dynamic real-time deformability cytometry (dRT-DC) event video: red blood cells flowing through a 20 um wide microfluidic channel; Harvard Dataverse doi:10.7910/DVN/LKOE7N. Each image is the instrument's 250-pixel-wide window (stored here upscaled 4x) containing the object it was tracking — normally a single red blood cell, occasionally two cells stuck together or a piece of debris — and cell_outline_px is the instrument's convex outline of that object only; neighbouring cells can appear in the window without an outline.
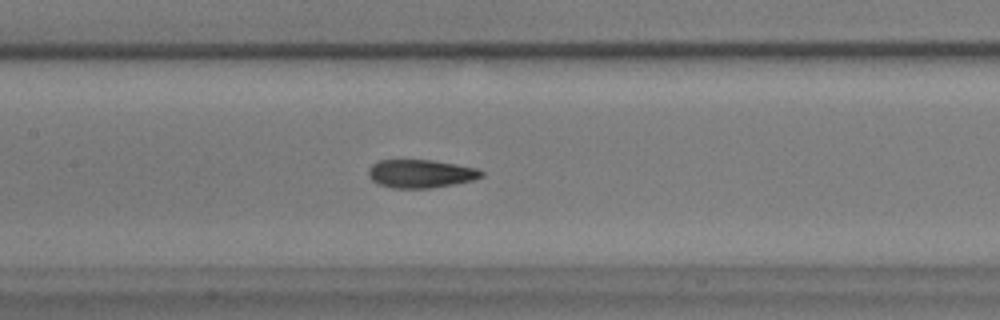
{"species": "common noctule bat (a hibernating species)", "species_latin": "Nyctalus noctula", "temperature_condition": "warm", "stored_images_in_passage": 48, "camera_frame_rate_fps": 3000, "um_per_image_px": 0.085, "animal": {"sex": "male", "body_mass_g": 17.9}, "frame": {"image": 1, "passage_image": 21, "time_ms": 6.667, "image_size_px": [1000, 320], "cell_outline_px": [[484, 176], [472, 180], [452, 184], [428, 188], [392, 188], [380, 184], [372, 180], [368, 176], [368, 168], [372, 164], [380, 160], [432, 160], [456, 164], [476, 168], [484, 172]], "centroid_in_image_um": [35.74, 14.75], "position_along_channel_um": 171.7, "area_um2": 18.5}}
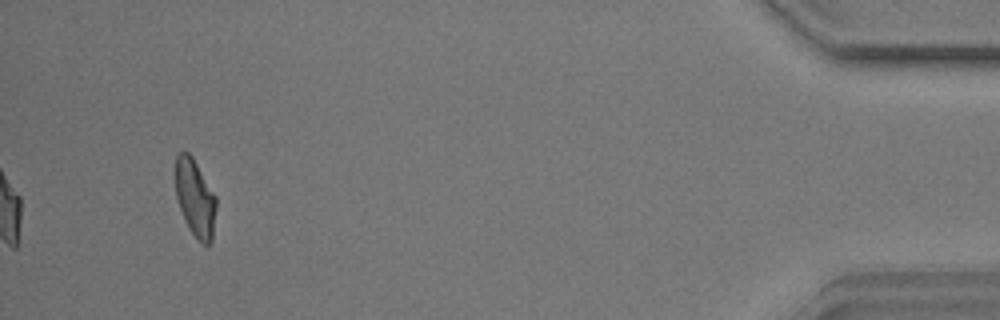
{"frame": {"image": 2, "passage_image": 48, "time_ms": 15.667, "image_size_px": [1000, 320], "cell_outline_px": [[216, 208], [212, 240], [208, 244], [204, 244], [188, 228], [184, 220], [176, 196], [176, 156], [180, 152], [188, 152], [192, 156], [216, 196]], "centroid_in_image_um": [16.59, 16.82], "position_along_channel_um": 418.6, "area_um2": 18.09}, "authors_computed_cell_mechanics": {"area_um2": 18.7272, "velocity_mm_per_s": 3.5422, "shape_relaxation_time_tau1_ms": 4.941, "shape_relaxation_time_tau2_ms": 1.6207, "deformation_change_tau1": 0.1822, "deformation_change_tau2": 0.0901}}